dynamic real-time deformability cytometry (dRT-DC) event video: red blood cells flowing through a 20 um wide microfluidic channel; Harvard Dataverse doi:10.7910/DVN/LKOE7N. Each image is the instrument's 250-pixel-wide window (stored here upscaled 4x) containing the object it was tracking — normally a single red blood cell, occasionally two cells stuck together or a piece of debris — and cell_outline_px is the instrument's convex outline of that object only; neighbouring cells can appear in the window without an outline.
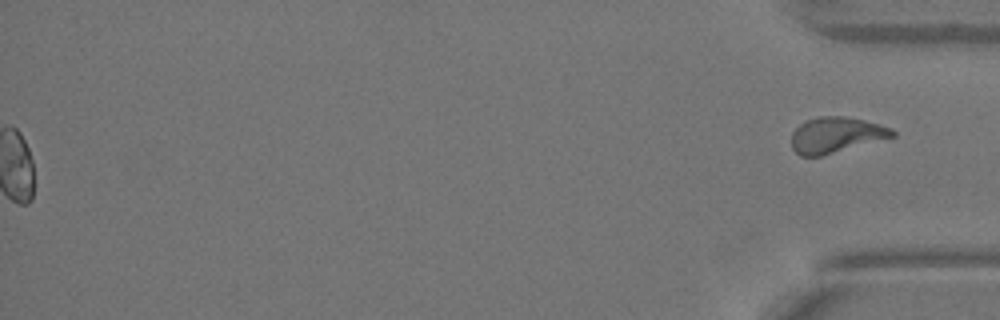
{"species": "Egyptian fruit bat (a non-hibernating species)", "species_latin": "Rousettus aegyptiacus", "temperature_condition": "warm", "stored_images_in_passage": 51, "segment_of_instrument_passage": [2, 2], "camera_frame_rate_fps": 3000, "um_per_image_px": 0.085, "animal": {"sex": "female"}, "frame": {"image": 1, "passage_image": 51, "time_ms": 16.667, "image_size_px": [1000, 320], "cell_outline_px": [[896, 136], [820, 156], [800, 156], [792, 148], [792, 132], [804, 120], [820, 116], [844, 116], [864, 120], [888, 128], [896, 132]], "centroid_in_image_um": [71.02, 11.47], "position_along_channel_um": 364.2, "area_um2": 20.75}}